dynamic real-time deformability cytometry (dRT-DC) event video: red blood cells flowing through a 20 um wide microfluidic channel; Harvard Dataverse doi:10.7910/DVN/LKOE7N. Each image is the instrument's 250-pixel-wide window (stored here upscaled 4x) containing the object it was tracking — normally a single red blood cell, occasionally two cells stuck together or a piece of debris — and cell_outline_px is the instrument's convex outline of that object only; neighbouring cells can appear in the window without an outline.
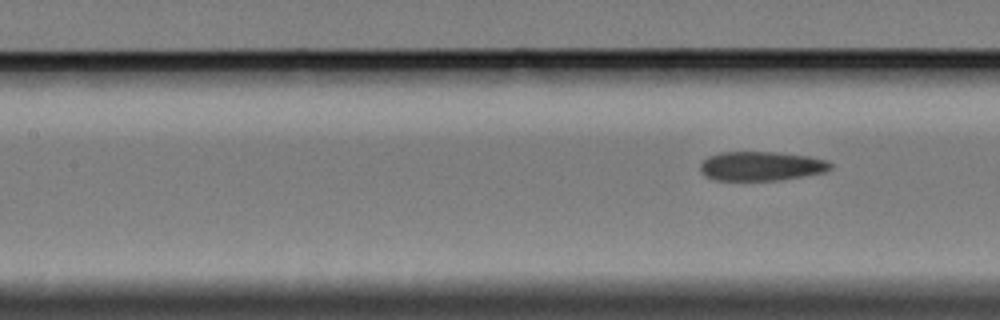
{"species": "Egyptian fruit bat (a non-hibernating species)", "species_latin": "Rousettus aegyptiacus", "temperature_condition": "cold", "stored_images_in_passage": 6, "segment_of_instrument_passage": [2, 2], "camera_frame_rate_fps": 3000, "um_per_image_px": 0.085, "animal": {"sex": "female"}, "frame": {"image": 1, "passage_image": 6, "time_ms": 7.0, "image_size_px": [1000, 320], "cell_outline_px": [[832, 168], [824, 172], [776, 180], [716, 180], [704, 176], [700, 172], [700, 164], [708, 156], [720, 152], [780, 152], [808, 156], [828, 160], [832, 164]], "centroid_in_image_um": [64.68, 14.11], "position_along_channel_um": 142.7, "area_um2": 22.2}}